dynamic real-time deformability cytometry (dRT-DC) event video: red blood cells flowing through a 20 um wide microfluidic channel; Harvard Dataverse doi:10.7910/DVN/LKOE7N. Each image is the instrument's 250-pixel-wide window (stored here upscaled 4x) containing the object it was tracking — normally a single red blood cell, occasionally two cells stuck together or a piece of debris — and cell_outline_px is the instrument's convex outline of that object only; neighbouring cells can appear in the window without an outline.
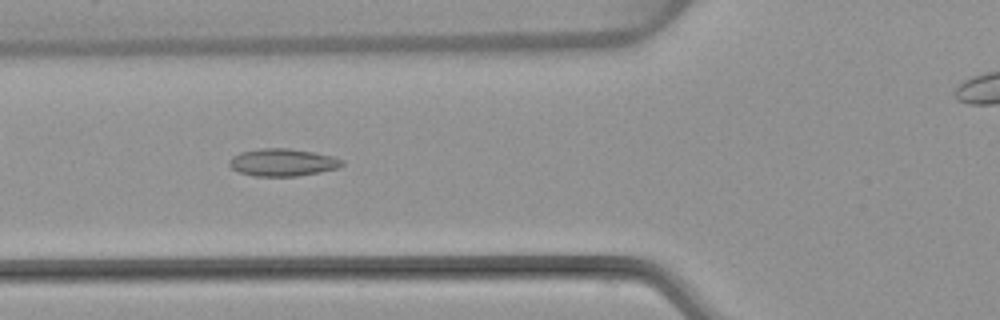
{"species": "common noctule bat (a hibernating species)", "species_latin": "Nyctalus noctula", "temperature_condition": "warm", "stored_images_in_passage": 18, "camera_frame_rate_fps": 3000, "um_per_image_px": 0.085, "animal": {"sex": "female", "body_mass_g": 22.7, "forearm_length_mm": 54.2}, "frame": {"image": 1, "passage_image": 6, "time_ms": 1.667, "image_size_px": [1000, 320], "cell_outline_px": [[344, 164], [340, 168], [320, 172], [296, 176], [252, 176], [240, 172], [232, 168], [228, 164], [228, 160], [232, 156], [240, 152], [260, 148], [288, 148], [312, 152], [332, 156], [344, 160]], "centroid_in_image_um": [24.02, 13.8], "position_along_channel_um": 101.8, "area_um2": 18.15}}